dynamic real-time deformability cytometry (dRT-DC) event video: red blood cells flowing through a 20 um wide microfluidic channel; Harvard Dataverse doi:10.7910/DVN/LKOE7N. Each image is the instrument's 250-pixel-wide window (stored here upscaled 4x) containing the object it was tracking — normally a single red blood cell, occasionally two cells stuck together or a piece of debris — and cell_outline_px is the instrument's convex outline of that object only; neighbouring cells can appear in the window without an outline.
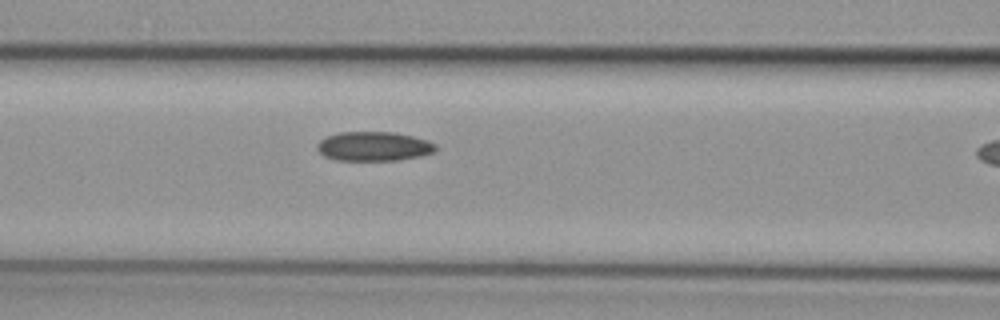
{"species": "common noctule bat (a hibernating species)", "species_latin": "Nyctalus noctula", "temperature_condition": "cold", "stored_images_in_passage": 9, "camera_frame_rate_fps": 3000, "um_per_image_px": 0.085, "animal": {"sex": "female", "body_mass_g": 29.2, "forearm_length_mm": 56.3}, "frame": {"image": 1, "passage_image": 8, "time_ms": 2.333, "image_size_px": [1000, 320], "cell_outline_px": [[436, 152], [420, 156], [396, 160], [336, 160], [324, 156], [316, 148], [316, 144], [320, 140], [328, 136], [340, 132], [392, 132], [412, 136], [428, 140], [436, 144]], "centroid_in_image_um": [31.77, 12.44], "position_along_channel_um": 134.8, "area_um2": 20.23}}